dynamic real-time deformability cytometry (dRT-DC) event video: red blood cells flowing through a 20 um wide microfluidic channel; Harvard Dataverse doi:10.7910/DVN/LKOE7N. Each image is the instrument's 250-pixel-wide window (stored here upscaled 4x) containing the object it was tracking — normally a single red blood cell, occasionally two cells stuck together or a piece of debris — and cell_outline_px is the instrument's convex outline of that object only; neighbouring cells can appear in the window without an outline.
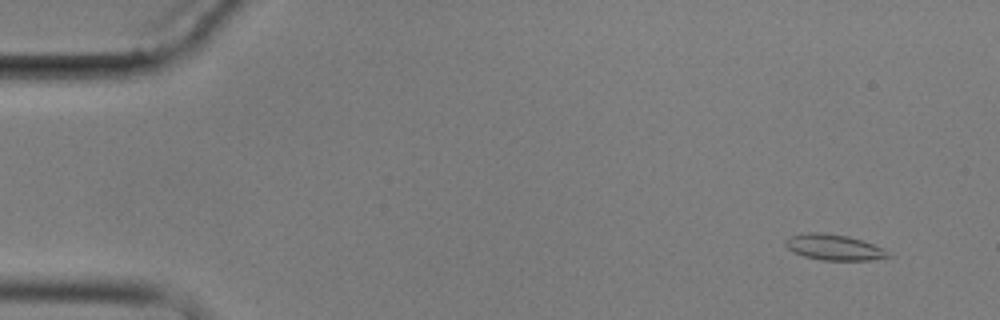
{"species": "common noctule bat (a hibernating species)", "species_latin": "Nyctalus noctula", "temperature_condition": "cold", "stored_images_in_passage": 10, "camera_frame_rate_fps": 3000, "um_per_image_px": 0.085, "animal": {"sex": "male", "body_mass_g": 17.9}, "frame": {"image": 1, "passage_image": 1, "time_ms": 0.0, "image_size_px": [1000, 320], "cell_outline_px": [[896, 256], [868, 260], [820, 260], [804, 256], [792, 252], [784, 244], [784, 240], [792, 236], [808, 232], [820, 232], [848, 236], [884, 248]], "centroid_in_image_um": [70.91, 21.03], "position_along_channel_um": 14.1, "area_um2": 15.49}}
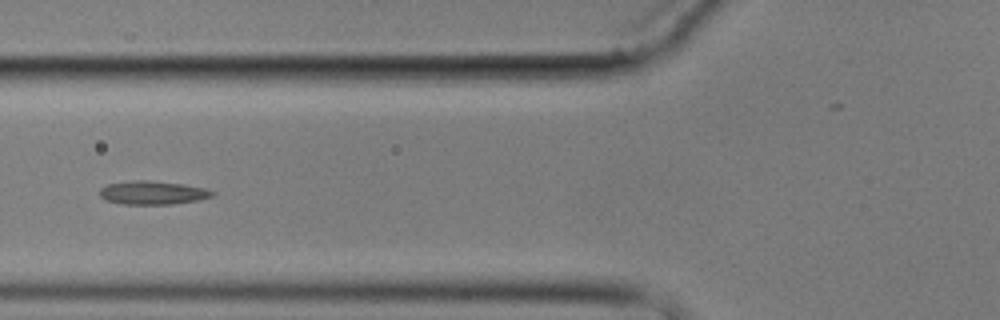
{"frame": {"image": 2, "passage_image": 6, "time_ms": 6.0, "image_size_px": [1000, 320], "cell_outline_px": [[216, 192], [212, 196], [196, 200], [172, 204], [124, 204], [108, 200], [100, 196], [100, 188], [108, 184], [132, 180], [148, 180], [184, 184], [208, 188]], "centroid_in_image_um": [13.01, 16.37], "position_along_channel_um": 112.8, "area_um2": 15.37}}
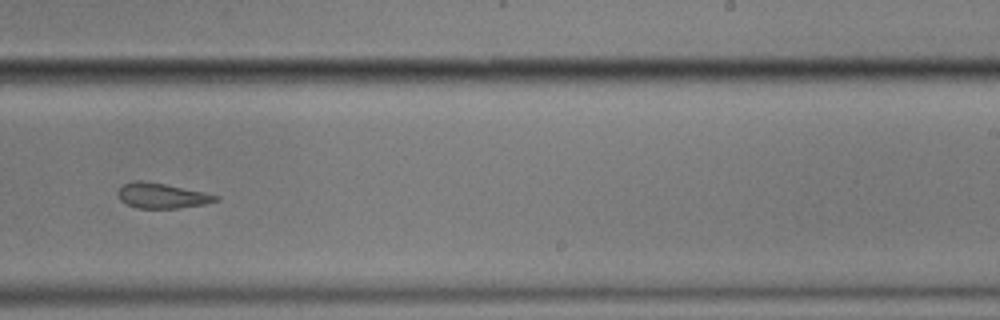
{"frame": {"image": 3, "passage_image": 10, "time_ms": 10.667, "image_size_px": [1000, 320], "cell_outline_px": [[220, 200], [204, 204], [180, 208], [136, 208], [120, 200], [116, 192], [124, 184], [136, 180], [140, 180], [164, 184], [204, 192], [220, 196]], "centroid_in_image_um": [13.76, 16.64], "position_along_channel_um": 275.2, "area_um2": 14.28}}